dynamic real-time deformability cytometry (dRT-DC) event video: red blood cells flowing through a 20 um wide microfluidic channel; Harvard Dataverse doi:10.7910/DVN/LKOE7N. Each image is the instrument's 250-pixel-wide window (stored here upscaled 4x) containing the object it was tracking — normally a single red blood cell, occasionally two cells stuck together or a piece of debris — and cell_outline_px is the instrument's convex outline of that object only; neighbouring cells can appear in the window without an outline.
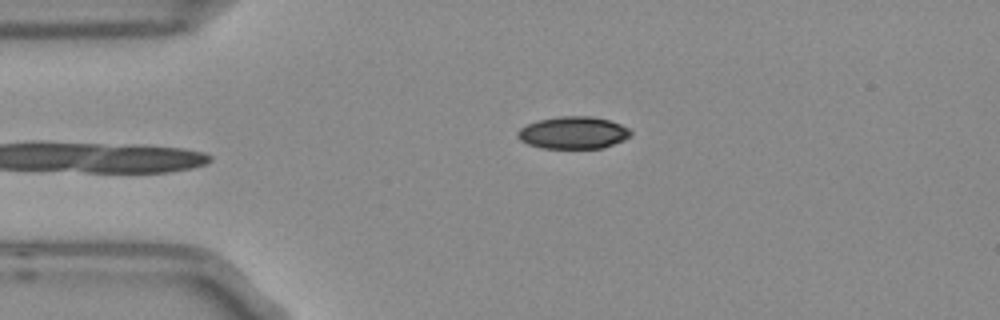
{"species": "Egyptian fruit bat (a non-hibernating species)", "species_latin": "Rousettus aegyptiacus", "temperature_condition": "room temperature", "stored_images_in_passage": 4, "camera_frame_rate_fps": 3000, "um_per_image_px": 0.085, "frame": {"image": 1, "passage_image": 4, "time_ms": 1.0, "image_size_px": [1000, 320], "cell_outline_px": [[632, 136], [624, 140], [600, 148], [544, 148], [528, 144], [520, 140], [516, 136], [516, 132], [520, 128], [536, 120], [560, 116], [592, 116], [608, 120], [620, 124], [628, 128], [632, 132]], "centroid_in_image_um": [48.71, 11.27], "position_along_channel_um": 36.3, "area_um2": 21.27}}